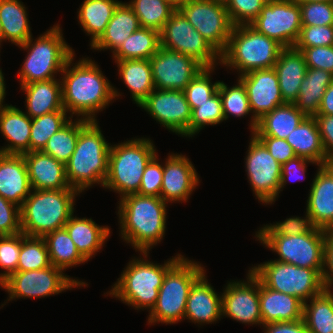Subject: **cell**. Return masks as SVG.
Returning a JSON list of instances; mask_svg holds the SVG:
<instances>
[{
  "mask_svg": "<svg viewBox=\"0 0 333 333\" xmlns=\"http://www.w3.org/2000/svg\"><path fill=\"white\" fill-rule=\"evenodd\" d=\"M74 56L67 61L61 72L62 105L72 118L75 114L77 118L81 116L93 121L96 120V113L106 109L114 98L121 95L95 61L82 58L74 63Z\"/></svg>",
  "mask_w": 333,
  "mask_h": 333,
  "instance_id": "cell-1",
  "label": "cell"
},
{
  "mask_svg": "<svg viewBox=\"0 0 333 333\" xmlns=\"http://www.w3.org/2000/svg\"><path fill=\"white\" fill-rule=\"evenodd\" d=\"M118 204L123 241L141 253L149 252L163 240L168 203L161 197L130 194L122 197Z\"/></svg>",
  "mask_w": 333,
  "mask_h": 333,
  "instance_id": "cell-2",
  "label": "cell"
},
{
  "mask_svg": "<svg viewBox=\"0 0 333 333\" xmlns=\"http://www.w3.org/2000/svg\"><path fill=\"white\" fill-rule=\"evenodd\" d=\"M110 147L97 120L89 121L80 130L75 150L66 163L69 186L80 193L94 184L103 187L108 173Z\"/></svg>",
  "mask_w": 333,
  "mask_h": 333,
  "instance_id": "cell-3",
  "label": "cell"
},
{
  "mask_svg": "<svg viewBox=\"0 0 333 333\" xmlns=\"http://www.w3.org/2000/svg\"><path fill=\"white\" fill-rule=\"evenodd\" d=\"M143 257L133 258L120 278L113 284L112 289L107 292L111 297L118 298L134 309H147L150 312L155 306L159 288L162 285L166 272L183 256L177 254L175 257L157 264L145 259L149 252H141Z\"/></svg>",
  "mask_w": 333,
  "mask_h": 333,
  "instance_id": "cell-4",
  "label": "cell"
},
{
  "mask_svg": "<svg viewBox=\"0 0 333 333\" xmlns=\"http://www.w3.org/2000/svg\"><path fill=\"white\" fill-rule=\"evenodd\" d=\"M76 189L31 190L20 207L21 230L26 236L44 237L64 228L74 214Z\"/></svg>",
  "mask_w": 333,
  "mask_h": 333,
  "instance_id": "cell-5",
  "label": "cell"
},
{
  "mask_svg": "<svg viewBox=\"0 0 333 333\" xmlns=\"http://www.w3.org/2000/svg\"><path fill=\"white\" fill-rule=\"evenodd\" d=\"M32 37L18 46L28 52L18 73L20 85L54 79L75 53L65 42L60 24L50 27L34 42Z\"/></svg>",
  "mask_w": 333,
  "mask_h": 333,
  "instance_id": "cell-6",
  "label": "cell"
},
{
  "mask_svg": "<svg viewBox=\"0 0 333 333\" xmlns=\"http://www.w3.org/2000/svg\"><path fill=\"white\" fill-rule=\"evenodd\" d=\"M156 154L149 138H135L111 145L103 188L120 194V199L137 194L145 167Z\"/></svg>",
  "mask_w": 333,
  "mask_h": 333,
  "instance_id": "cell-7",
  "label": "cell"
},
{
  "mask_svg": "<svg viewBox=\"0 0 333 333\" xmlns=\"http://www.w3.org/2000/svg\"><path fill=\"white\" fill-rule=\"evenodd\" d=\"M284 47L250 25L234 26L220 64L244 75L254 70L274 68Z\"/></svg>",
  "mask_w": 333,
  "mask_h": 333,
  "instance_id": "cell-8",
  "label": "cell"
},
{
  "mask_svg": "<svg viewBox=\"0 0 333 333\" xmlns=\"http://www.w3.org/2000/svg\"><path fill=\"white\" fill-rule=\"evenodd\" d=\"M199 262L182 256L165 274L148 324H175L184 320L186 302L194 282L204 273Z\"/></svg>",
  "mask_w": 333,
  "mask_h": 333,
  "instance_id": "cell-9",
  "label": "cell"
},
{
  "mask_svg": "<svg viewBox=\"0 0 333 333\" xmlns=\"http://www.w3.org/2000/svg\"><path fill=\"white\" fill-rule=\"evenodd\" d=\"M250 271L268 288L295 296L303 303L323 290L322 276L315 270L270 260Z\"/></svg>",
  "mask_w": 333,
  "mask_h": 333,
  "instance_id": "cell-10",
  "label": "cell"
},
{
  "mask_svg": "<svg viewBox=\"0 0 333 333\" xmlns=\"http://www.w3.org/2000/svg\"><path fill=\"white\" fill-rule=\"evenodd\" d=\"M264 247L279 255V262L323 271L325 230L313 227L300 235H255Z\"/></svg>",
  "mask_w": 333,
  "mask_h": 333,
  "instance_id": "cell-11",
  "label": "cell"
},
{
  "mask_svg": "<svg viewBox=\"0 0 333 333\" xmlns=\"http://www.w3.org/2000/svg\"><path fill=\"white\" fill-rule=\"evenodd\" d=\"M60 268L53 265L30 271H17L0 284L8 292V301L21 298H41L57 295L75 287H86L88 284L73 279Z\"/></svg>",
  "mask_w": 333,
  "mask_h": 333,
  "instance_id": "cell-12",
  "label": "cell"
},
{
  "mask_svg": "<svg viewBox=\"0 0 333 333\" xmlns=\"http://www.w3.org/2000/svg\"><path fill=\"white\" fill-rule=\"evenodd\" d=\"M160 45L164 49L192 57L204 68H215L218 63L220 64V54L178 8L160 31Z\"/></svg>",
  "mask_w": 333,
  "mask_h": 333,
  "instance_id": "cell-13",
  "label": "cell"
},
{
  "mask_svg": "<svg viewBox=\"0 0 333 333\" xmlns=\"http://www.w3.org/2000/svg\"><path fill=\"white\" fill-rule=\"evenodd\" d=\"M177 8L220 55L225 51L234 24L224 3L185 0Z\"/></svg>",
  "mask_w": 333,
  "mask_h": 333,
  "instance_id": "cell-14",
  "label": "cell"
},
{
  "mask_svg": "<svg viewBox=\"0 0 333 333\" xmlns=\"http://www.w3.org/2000/svg\"><path fill=\"white\" fill-rule=\"evenodd\" d=\"M249 25L284 48L294 47L302 28L300 6L293 0H268Z\"/></svg>",
  "mask_w": 333,
  "mask_h": 333,
  "instance_id": "cell-15",
  "label": "cell"
},
{
  "mask_svg": "<svg viewBox=\"0 0 333 333\" xmlns=\"http://www.w3.org/2000/svg\"><path fill=\"white\" fill-rule=\"evenodd\" d=\"M250 140L245 158L247 177L256 199L269 205L279 195L282 165L253 133Z\"/></svg>",
  "mask_w": 333,
  "mask_h": 333,
  "instance_id": "cell-16",
  "label": "cell"
},
{
  "mask_svg": "<svg viewBox=\"0 0 333 333\" xmlns=\"http://www.w3.org/2000/svg\"><path fill=\"white\" fill-rule=\"evenodd\" d=\"M139 107L169 131L189 137L191 109L184 91L154 89Z\"/></svg>",
  "mask_w": 333,
  "mask_h": 333,
  "instance_id": "cell-17",
  "label": "cell"
},
{
  "mask_svg": "<svg viewBox=\"0 0 333 333\" xmlns=\"http://www.w3.org/2000/svg\"><path fill=\"white\" fill-rule=\"evenodd\" d=\"M155 89L184 91L204 67L190 56L162 47L149 59Z\"/></svg>",
  "mask_w": 333,
  "mask_h": 333,
  "instance_id": "cell-18",
  "label": "cell"
},
{
  "mask_svg": "<svg viewBox=\"0 0 333 333\" xmlns=\"http://www.w3.org/2000/svg\"><path fill=\"white\" fill-rule=\"evenodd\" d=\"M247 281H230L223 289L222 317L251 325H263L259 306V279L248 270Z\"/></svg>",
  "mask_w": 333,
  "mask_h": 333,
  "instance_id": "cell-19",
  "label": "cell"
},
{
  "mask_svg": "<svg viewBox=\"0 0 333 333\" xmlns=\"http://www.w3.org/2000/svg\"><path fill=\"white\" fill-rule=\"evenodd\" d=\"M244 84L253 114L250 122L253 133L265 114L284 104L278 76L274 68L254 70L238 77Z\"/></svg>",
  "mask_w": 333,
  "mask_h": 333,
  "instance_id": "cell-20",
  "label": "cell"
},
{
  "mask_svg": "<svg viewBox=\"0 0 333 333\" xmlns=\"http://www.w3.org/2000/svg\"><path fill=\"white\" fill-rule=\"evenodd\" d=\"M198 184V173L189 158L178 153L169 154L163 164L160 197L166 203L187 202Z\"/></svg>",
  "mask_w": 333,
  "mask_h": 333,
  "instance_id": "cell-21",
  "label": "cell"
},
{
  "mask_svg": "<svg viewBox=\"0 0 333 333\" xmlns=\"http://www.w3.org/2000/svg\"><path fill=\"white\" fill-rule=\"evenodd\" d=\"M32 190L73 189L66 176V164L42 151L23 154Z\"/></svg>",
  "mask_w": 333,
  "mask_h": 333,
  "instance_id": "cell-22",
  "label": "cell"
},
{
  "mask_svg": "<svg viewBox=\"0 0 333 333\" xmlns=\"http://www.w3.org/2000/svg\"><path fill=\"white\" fill-rule=\"evenodd\" d=\"M308 195L306 212L312 225L333 230V173L325 165L318 167Z\"/></svg>",
  "mask_w": 333,
  "mask_h": 333,
  "instance_id": "cell-23",
  "label": "cell"
},
{
  "mask_svg": "<svg viewBox=\"0 0 333 333\" xmlns=\"http://www.w3.org/2000/svg\"><path fill=\"white\" fill-rule=\"evenodd\" d=\"M205 273L192 285L184 315V320L188 319L200 325L212 324L222 318V294L215 292Z\"/></svg>",
  "mask_w": 333,
  "mask_h": 333,
  "instance_id": "cell-24",
  "label": "cell"
},
{
  "mask_svg": "<svg viewBox=\"0 0 333 333\" xmlns=\"http://www.w3.org/2000/svg\"><path fill=\"white\" fill-rule=\"evenodd\" d=\"M31 190L23 155L0 153V195L21 207Z\"/></svg>",
  "mask_w": 333,
  "mask_h": 333,
  "instance_id": "cell-25",
  "label": "cell"
},
{
  "mask_svg": "<svg viewBox=\"0 0 333 333\" xmlns=\"http://www.w3.org/2000/svg\"><path fill=\"white\" fill-rule=\"evenodd\" d=\"M32 118L16 106L0 109V133L9 142L0 153L23 155L29 152Z\"/></svg>",
  "mask_w": 333,
  "mask_h": 333,
  "instance_id": "cell-26",
  "label": "cell"
},
{
  "mask_svg": "<svg viewBox=\"0 0 333 333\" xmlns=\"http://www.w3.org/2000/svg\"><path fill=\"white\" fill-rule=\"evenodd\" d=\"M303 304L295 296L270 289L259 280V306L263 325L303 319Z\"/></svg>",
  "mask_w": 333,
  "mask_h": 333,
  "instance_id": "cell-27",
  "label": "cell"
},
{
  "mask_svg": "<svg viewBox=\"0 0 333 333\" xmlns=\"http://www.w3.org/2000/svg\"><path fill=\"white\" fill-rule=\"evenodd\" d=\"M274 69L284 102L294 104L307 71L303 54L294 47L284 48L279 54Z\"/></svg>",
  "mask_w": 333,
  "mask_h": 333,
  "instance_id": "cell-28",
  "label": "cell"
},
{
  "mask_svg": "<svg viewBox=\"0 0 333 333\" xmlns=\"http://www.w3.org/2000/svg\"><path fill=\"white\" fill-rule=\"evenodd\" d=\"M141 27L140 22L132 8L122 1L115 8L111 20L108 22L104 33L91 46V49H109L114 54L127 37Z\"/></svg>",
  "mask_w": 333,
  "mask_h": 333,
  "instance_id": "cell-29",
  "label": "cell"
},
{
  "mask_svg": "<svg viewBox=\"0 0 333 333\" xmlns=\"http://www.w3.org/2000/svg\"><path fill=\"white\" fill-rule=\"evenodd\" d=\"M61 79L20 85L26 93L25 112L32 119L53 111L65 110L62 105Z\"/></svg>",
  "mask_w": 333,
  "mask_h": 333,
  "instance_id": "cell-30",
  "label": "cell"
},
{
  "mask_svg": "<svg viewBox=\"0 0 333 333\" xmlns=\"http://www.w3.org/2000/svg\"><path fill=\"white\" fill-rule=\"evenodd\" d=\"M65 229L87 261L101 250L111 232L108 226H100L92 218H77L73 215L65 224Z\"/></svg>",
  "mask_w": 333,
  "mask_h": 333,
  "instance_id": "cell-31",
  "label": "cell"
},
{
  "mask_svg": "<svg viewBox=\"0 0 333 333\" xmlns=\"http://www.w3.org/2000/svg\"><path fill=\"white\" fill-rule=\"evenodd\" d=\"M293 148L296 156L303 157L324 166L328 162L320 131L315 117H305L285 139Z\"/></svg>",
  "mask_w": 333,
  "mask_h": 333,
  "instance_id": "cell-32",
  "label": "cell"
},
{
  "mask_svg": "<svg viewBox=\"0 0 333 333\" xmlns=\"http://www.w3.org/2000/svg\"><path fill=\"white\" fill-rule=\"evenodd\" d=\"M115 63L121 79L130 90L132 100L140 106L155 89L149 59L119 60Z\"/></svg>",
  "mask_w": 333,
  "mask_h": 333,
  "instance_id": "cell-33",
  "label": "cell"
},
{
  "mask_svg": "<svg viewBox=\"0 0 333 333\" xmlns=\"http://www.w3.org/2000/svg\"><path fill=\"white\" fill-rule=\"evenodd\" d=\"M305 117L293 103H284L258 120L253 134L286 139Z\"/></svg>",
  "mask_w": 333,
  "mask_h": 333,
  "instance_id": "cell-34",
  "label": "cell"
},
{
  "mask_svg": "<svg viewBox=\"0 0 333 333\" xmlns=\"http://www.w3.org/2000/svg\"><path fill=\"white\" fill-rule=\"evenodd\" d=\"M333 74L319 68H307L294 105L306 116L315 117Z\"/></svg>",
  "mask_w": 333,
  "mask_h": 333,
  "instance_id": "cell-35",
  "label": "cell"
},
{
  "mask_svg": "<svg viewBox=\"0 0 333 333\" xmlns=\"http://www.w3.org/2000/svg\"><path fill=\"white\" fill-rule=\"evenodd\" d=\"M25 5L19 0H0L3 41L20 46L32 36Z\"/></svg>",
  "mask_w": 333,
  "mask_h": 333,
  "instance_id": "cell-36",
  "label": "cell"
},
{
  "mask_svg": "<svg viewBox=\"0 0 333 333\" xmlns=\"http://www.w3.org/2000/svg\"><path fill=\"white\" fill-rule=\"evenodd\" d=\"M118 0H84L78 11V20L87 35H91L92 46L104 33L111 20Z\"/></svg>",
  "mask_w": 333,
  "mask_h": 333,
  "instance_id": "cell-37",
  "label": "cell"
},
{
  "mask_svg": "<svg viewBox=\"0 0 333 333\" xmlns=\"http://www.w3.org/2000/svg\"><path fill=\"white\" fill-rule=\"evenodd\" d=\"M161 47L160 32L140 27L125 39L113 54L115 61L130 59H150Z\"/></svg>",
  "mask_w": 333,
  "mask_h": 333,
  "instance_id": "cell-38",
  "label": "cell"
},
{
  "mask_svg": "<svg viewBox=\"0 0 333 333\" xmlns=\"http://www.w3.org/2000/svg\"><path fill=\"white\" fill-rule=\"evenodd\" d=\"M43 238L47 245L50 263L54 267L64 271L69 267L87 262L77 250L65 227L56 229Z\"/></svg>",
  "mask_w": 333,
  "mask_h": 333,
  "instance_id": "cell-39",
  "label": "cell"
},
{
  "mask_svg": "<svg viewBox=\"0 0 333 333\" xmlns=\"http://www.w3.org/2000/svg\"><path fill=\"white\" fill-rule=\"evenodd\" d=\"M303 304V320L309 333H333V292L323 290Z\"/></svg>",
  "mask_w": 333,
  "mask_h": 333,
  "instance_id": "cell-40",
  "label": "cell"
},
{
  "mask_svg": "<svg viewBox=\"0 0 333 333\" xmlns=\"http://www.w3.org/2000/svg\"><path fill=\"white\" fill-rule=\"evenodd\" d=\"M89 121L83 118L72 121V118H70L64 126L48 139L41 151L66 164L75 150L80 130Z\"/></svg>",
  "mask_w": 333,
  "mask_h": 333,
  "instance_id": "cell-41",
  "label": "cell"
},
{
  "mask_svg": "<svg viewBox=\"0 0 333 333\" xmlns=\"http://www.w3.org/2000/svg\"><path fill=\"white\" fill-rule=\"evenodd\" d=\"M127 4L138 17L141 27L159 32L177 9L171 0H131Z\"/></svg>",
  "mask_w": 333,
  "mask_h": 333,
  "instance_id": "cell-42",
  "label": "cell"
},
{
  "mask_svg": "<svg viewBox=\"0 0 333 333\" xmlns=\"http://www.w3.org/2000/svg\"><path fill=\"white\" fill-rule=\"evenodd\" d=\"M66 115V110H58L33 118L29 152L41 151L45 147L48 139L72 118Z\"/></svg>",
  "mask_w": 333,
  "mask_h": 333,
  "instance_id": "cell-43",
  "label": "cell"
},
{
  "mask_svg": "<svg viewBox=\"0 0 333 333\" xmlns=\"http://www.w3.org/2000/svg\"><path fill=\"white\" fill-rule=\"evenodd\" d=\"M51 266L43 237L26 236L21 232V250L17 271L40 270Z\"/></svg>",
  "mask_w": 333,
  "mask_h": 333,
  "instance_id": "cell-44",
  "label": "cell"
},
{
  "mask_svg": "<svg viewBox=\"0 0 333 333\" xmlns=\"http://www.w3.org/2000/svg\"><path fill=\"white\" fill-rule=\"evenodd\" d=\"M224 120L222 99L217 91L208 101L191 110L189 137L199 133L205 125H217Z\"/></svg>",
  "mask_w": 333,
  "mask_h": 333,
  "instance_id": "cell-45",
  "label": "cell"
},
{
  "mask_svg": "<svg viewBox=\"0 0 333 333\" xmlns=\"http://www.w3.org/2000/svg\"><path fill=\"white\" fill-rule=\"evenodd\" d=\"M237 81V85L230 88L224 82H220L218 88L225 121L229 118V114L234 117H242L251 113L246 88L239 78Z\"/></svg>",
  "mask_w": 333,
  "mask_h": 333,
  "instance_id": "cell-46",
  "label": "cell"
},
{
  "mask_svg": "<svg viewBox=\"0 0 333 333\" xmlns=\"http://www.w3.org/2000/svg\"><path fill=\"white\" fill-rule=\"evenodd\" d=\"M214 69V67L202 69L184 89L191 110L208 101L218 91L220 81L211 83L210 79Z\"/></svg>",
  "mask_w": 333,
  "mask_h": 333,
  "instance_id": "cell-47",
  "label": "cell"
},
{
  "mask_svg": "<svg viewBox=\"0 0 333 333\" xmlns=\"http://www.w3.org/2000/svg\"><path fill=\"white\" fill-rule=\"evenodd\" d=\"M20 250L21 233L0 236V267L5 270L0 273V284L11 274L17 272Z\"/></svg>",
  "mask_w": 333,
  "mask_h": 333,
  "instance_id": "cell-48",
  "label": "cell"
},
{
  "mask_svg": "<svg viewBox=\"0 0 333 333\" xmlns=\"http://www.w3.org/2000/svg\"><path fill=\"white\" fill-rule=\"evenodd\" d=\"M268 0H228L225 4L234 24L249 25L263 9Z\"/></svg>",
  "mask_w": 333,
  "mask_h": 333,
  "instance_id": "cell-49",
  "label": "cell"
},
{
  "mask_svg": "<svg viewBox=\"0 0 333 333\" xmlns=\"http://www.w3.org/2000/svg\"><path fill=\"white\" fill-rule=\"evenodd\" d=\"M302 26L333 25V3L305 2L299 4Z\"/></svg>",
  "mask_w": 333,
  "mask_h": 333,
  "instance_id": "cell-50",
  "label": "cell"
},
{
  "mask_svg": "<svg viewBox=\"0 0 333 333\" xmlns=\"http://www.w3.org/2000/svg\"><path fill=\"white\" fill-rule=\"evenodd\" d=\"M313 227L310 217L306 212L304 219L303 217H289L283 222L266 224L255 235H300L309 232Z\"/></svg>",
  "mask_w": 333,
  "mask_h": 333,
  "instance_id": "cell-51",
  "label": "cell"
},
{
  "mask_svg": "<svg viewBox=\"0 0 333 333\" xmlns=\"http://www.w3.org/2000/svg\"><path fill=\"white\" fill-rule=\"evenodd\" d=\"M333 45V25L302 26L294 48H310Z\"/></svg>",
  "mask_w": 333,
  "mask_h": 333,
  "instance_id": "cell-52",
  "label": "cell"
},
{
  "mask_svg": "<svg viewBox=\"0 0 333 333\" xmlns=\"http://www.w3.org/2000/svg\"><path fill=\"white\" fill-rule=\"evenodd\" d=\"M156 154L146 165L141 185L137 194L142 196L160 197L163 180V165L158 162Z\"/></svg>",
  "mask_w": 333,
  "mask_h": 333,
  "instance_id": "cell-53",
  "label": "cell"
},
{
  "mask_svg": "<svg viewBox=\"0 0 333 333\" xmlns=\"http://www.w3.org/2000/svg\"><path fill=\"white\" fill-rule=\"evenodd\" d=\"M21 232L20 207L0 195V236Z\"/></svg>",
  "mask_w": 333,
  "mask_h": 333,
  "instance_id": "cell-54",
  "label": "cell"
},
{
  "mask_svg": "<svg viewBox=\"0 0 333 333\" xmlns=\"http://www.w3.org/2000/svg\"><path fill=\"white\" fill-rule=\"evenodd\" d=\"M295 49L303 54L307 68H319L333 74V45Z\"/></svg>",
  "mask_w": 333,
  "mask_h": 333,
  "instance_id": "cell-55",
  "label": "cell"
},
{
  "mask_svg": "<svg viewBox=\"0 0 333 333\" xmlns=\"http://www.w3.org/2000/svg\"><path fill=\"white\" fill-rule=\"evenodd\" d=\"M267 148L270 154L281 165L296 157L293 148L285 139L270 136H256Z\"/></svg>",
  "mask_w": 333,
  "mask_h": 333,
  "instance_id": "cell-56",
  "label": "cell"
},
{
  "mask_svg": "<svg viewBox=\"0 0 333 333\" xmlns=\"http://www.w3.org/2000/svg\"><path fill=\"white\" fill-rule=\"evenodd\" d=\"M309 163L315 164L320 167L318 163L298 156L282 164L279 193L280 191H282L281 189L284 188L290 178H294L296 180L305 179V177L303 176H305L306 167Z\"/></svg>",
  "mask_w": 333,
  "mask_h": 333,
  "instance_id": "cell-57",
  "label": "cell"
},
{
  "mask_svg": "<svg viewBox=\"0 0 333 333\" xmlns=\"http://www.w3.org/2000/svg\"><path fill=\"white\" fill-rule=\"evenodd\" d=\"M322 282L324 290L333 288V230H325Z\"/></svg>",
  "mask_w": 333,
  "mask_h": 333,
  "instance_id": "cell-58",
  "label": "cell"
},
{
  "mask_svg": "<svg viewBox=\"0 0 333 333\" xmlns=\"http://www.w3.org/2000/svg\"><path fill=\"white\" fill-rule=\"evenodd\" d=\"M322 145L328 159L333 158V115H316Z\"/></svg>",
  "mask_w": 333,
  "mask_h": 333,
  "instance_id": "cell-59",
  "label": "cell"
},
{
  "mask_svg": "<svg viewBox=\"0 0 333 333\" xmlns=\"http://www.w3.org/2000/svg\"><path fill=\"white\" fill-rule=\"evenodd\" d=\"M264 333H309L303 319L262 325Z\"/></svg>",
  "mask_w": 333,
  "mask_h": 333,
  "instance_id": "cell-60",
  "label": "cell"
},
{
  "mask_svg": "<svg viewBox=\"0 0 333 333\" xmlns=\"http://www.w3.org/2000/svg\"><path fill=\"white\" fill-rule=\"evenodd\" d=\"M317 115H333V81L323 95Z\"/></svg>",
  "mask_w": 333,
  "mask_h": 333,
  "instance_id": "cell-61",
  "label": "cell"
},
{
  "mask_svg": "<svg viewBox=\"0 0 333 333\" xmlns=\"http://www.w3.org/2000/svg\"><path fill=\"white\" fill-rule=\"evenodd\" d=\"M5 81H4V74L2 73V69L0 68V109L2 107L8 106L7 104H3L4 98L6 95V87H5ZM3 104V105H2Z\"/></svg>",
  "mask_w": 333,
  "mask_h": 333,
  "instance_id": "cell-62",
  "label": "cell"
},
{
  "mask_svg": "<svg viewBox=\"0 0 333 333\" xmlns=\"http://www.w3.org/2000/svg\"><path fill=\"white\" fill-rule=\"evenodd\" d=\"M294 2H297L298 4L305 3V2H328L333 3V0H293Z\"/></svg>",
  "mask_w": 333,
  "mask_h": 333,
  "instance_id": "cell-63",
  "label": "cell"
},
{
  "mask_svg": "<svg viewBox=\"0 0 333 333\" xmlns=\"http://www.w3.org/2000/svg\"><path fill=\"white\" fill-rule=\"evenodd\" d=\"M325 166L333 173V158L329 159Z\"/></svg>",
  "mask_w": 333,
  "mask_h": 333,
  "instance_id": "cell-64",
  "label": "cell"
},
{
  "mask_svg": "<svg viewBox=\"0 0 333 333\" xmlns=\"http://www.w3.org/2000/svg\"><path fill=\"white\" fill-rule=\"evenodd\" d=\"M3 42L2 23L0 19V44Z\"/></svg>",
  "mask_w": 333,
  "mask_h": 333,
  "instance_id": "cell-65",
  "label": "cell"
},
{
  "mask_svg": "<svg viewBox=\"0 0 333 333\" xmlns=\"http://www.w3.org/2000/svg\"><path fill=\"white\" fill-rule=\"evenodd\" d=\"M175 5H179L180 3L184 2L185 0H171Z\"/></svg>",
  "mask_w": 333,
  "mask_h": 333,
  "instance_id": "cell-66",
  "label": "cell"
},
{
  "mask_svg": "<svg viewBox=\"0 0 333 333\" xmlns=\"http://www.w3.org/2000/svg\"><path fill=\"white\" fill-rule=\"evenodd\" d=\"M210 1L220 2V3H224V4H226V2H227L228 0H210Z\"/></svg>",
  "mask_w": 333,
  "mask_h": 333,
  "instance_id": "cell-67",
  "label": "cell"
}]
</instances>
